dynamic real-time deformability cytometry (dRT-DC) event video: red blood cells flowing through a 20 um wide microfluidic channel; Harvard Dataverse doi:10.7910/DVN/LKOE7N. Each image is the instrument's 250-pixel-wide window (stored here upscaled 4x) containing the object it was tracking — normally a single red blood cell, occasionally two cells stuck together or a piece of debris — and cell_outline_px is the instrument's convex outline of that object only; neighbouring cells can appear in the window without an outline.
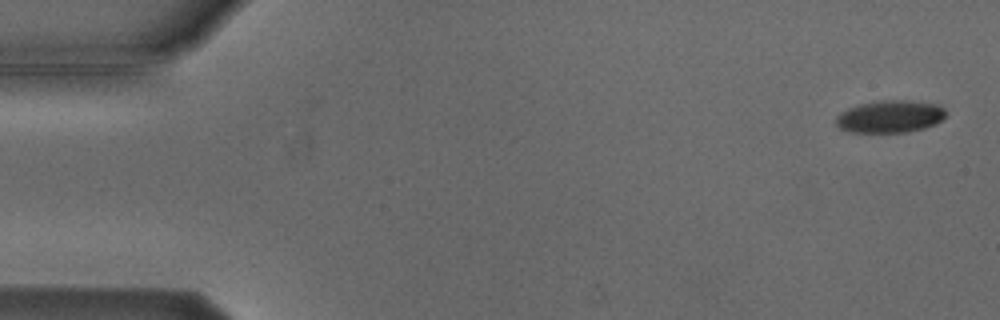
{"species": "Egyptian fruit bat (a non-hibernating species)", "species_latin": "Rousettus aegyptiacus", "temperature_condition": "cold", "stored_images_in_passage": 5, "camera_frame_rate_fps": 3000, "um_per_image_px": 0.085, "animal": {"sex": "male"}, "frame": {"image": 1, "passage_image": 1, "time_ms": 0.0, "image_size_px": [1000, 320], "cell_outline_px": [[948, 116], [936, 124], [924, 128], [908, 132], [848, 132], [840, 128], [836, 124], [836, 116], [840, 112], [848, 108], [860, 104], [880, 100], [904, 100], [940, 104], [948, 112]], "centroid_in_image_um": [75.7, 9.9], "position_along_channel_um": 9.3, "area_um2": 21.04}}
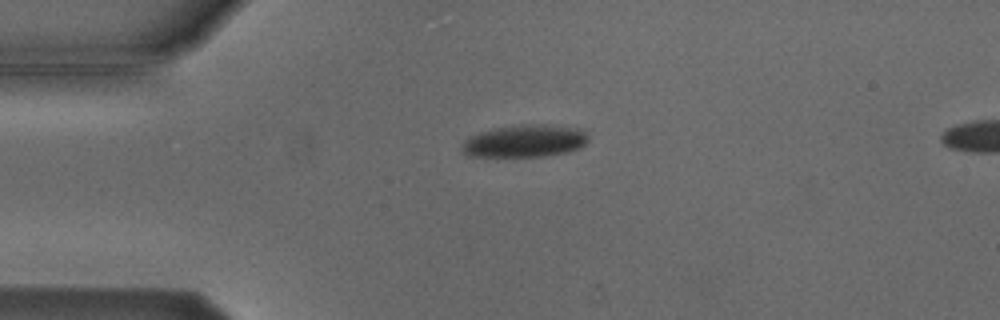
{"frame": {"image": 2, "passage_image": 4, "time_ms": 3.667, "image_size_px": [1000, 320], "cell_outline_px": [[588, 140], [580, 148], [564, 152], [540, 156], [468, 156], [460, 148], [460, 144], [464, 140], [480, 132], [496, 128], [520, 124], [540, 124], [576, 128], [584, 132], [588, 136]], "centroid_in_image_um": [44.57, 11.98], "position_along_channel_um": 40.4, "area_um2": 23.52}}